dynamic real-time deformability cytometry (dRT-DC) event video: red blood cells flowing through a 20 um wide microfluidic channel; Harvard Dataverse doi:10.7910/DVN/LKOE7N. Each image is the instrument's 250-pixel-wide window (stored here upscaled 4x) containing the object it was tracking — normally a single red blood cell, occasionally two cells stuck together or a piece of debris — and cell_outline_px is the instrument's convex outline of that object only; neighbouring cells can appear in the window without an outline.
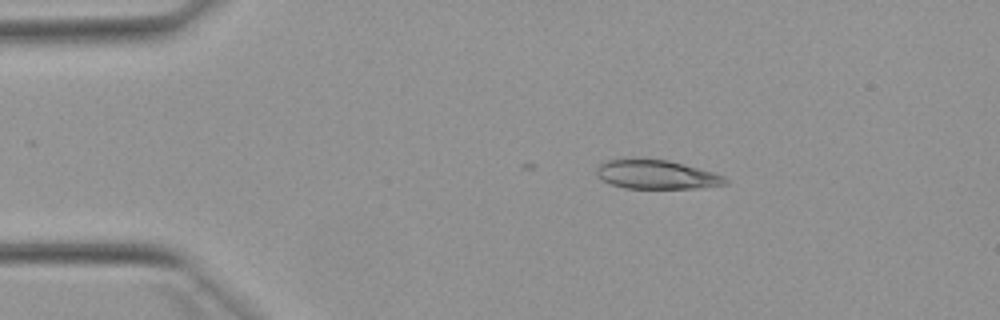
{"species": "Egyptian fruit bat (a non-hibernating species)", "species_latin": "Rousettus aegyptiacus", "temperature_condition": "warm", "stored_images_in_passage": 2, "camera_frame_rate_fps": 3000, "um_per_image_px": 0.085, "animal": {"sex": "female"}, "frame": {"image": 1, "passage_image": 2, "time_ms": 0.333, "image_size_px": [1000, 320], "cell_outline_px": [[728, 184], [696, 188], [624, 188], [612, 184], [596, 176], [596, 168], [604, 160], [624, 156], [668, 160], [684, 164], [712, 172], [724, 176], [728, 180]], "centroid_in_image_um": [55.72, 14.79], "position_along_channel_um": 29.3, "area_um2": 22.25}}